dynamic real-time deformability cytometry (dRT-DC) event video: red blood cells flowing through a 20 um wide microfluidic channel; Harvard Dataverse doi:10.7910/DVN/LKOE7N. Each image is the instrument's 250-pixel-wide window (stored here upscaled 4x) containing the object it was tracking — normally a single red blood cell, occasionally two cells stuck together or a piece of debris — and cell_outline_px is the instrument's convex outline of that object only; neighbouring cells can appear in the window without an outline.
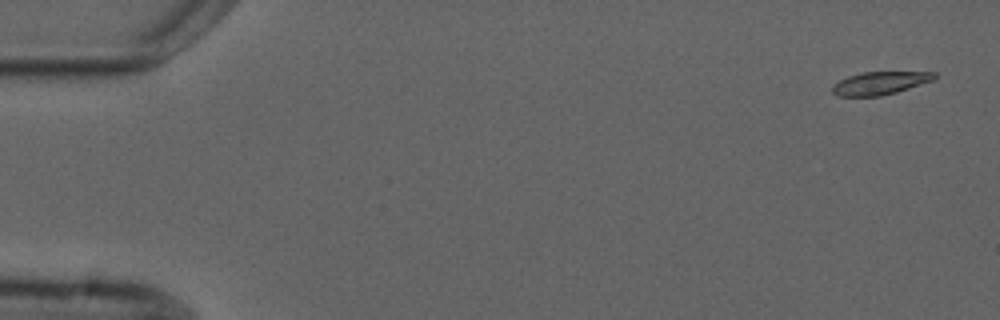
{"species": "common noctule bat (a hibernating species)", "species_latin": "Nyctalus noctula", "temperature_condition": "cold", "stored_images_in_passage": 5, "camera_frame_rate_fps": 3000, "um_per_image_px": 0.085, "animal": {"sex": "male", "forearm_length_mm": 52.5}, "frame": {"image": 1, "passage_image": 1, "time_ms": 0.0, "image_size_px": [1000, 320], "cell_outline_px": [[936, 76], [932, 80], [896, 92], [880, 96], [840, 96], [832, 92], [832, 84], [848, 76], [864, 72], [936, 72]], "centroid_in_image_um": [74.76, 7.06], "position_along_channel_um": 10.2, "area_um2": 13.41}}
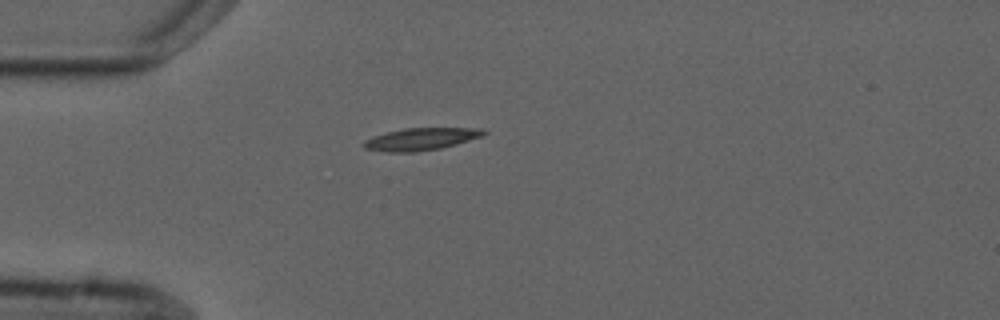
{"frame": {"image": 2, "passage_image": 4, "time_ms": 4.333, "image_size_px": [1000, 320], "cell_outline_px": [[488, 132], [484, 136], [456, 144], [440, 148], [416, 152], [388, 152], [364, 148], [360, 144], [364, 140], [372, 136], [404, 128], [484, 128]], "centroid_in_image_um": [35.79, 11.82], "position_along_channel_um": 49.2, "area_um2": 15.72}}